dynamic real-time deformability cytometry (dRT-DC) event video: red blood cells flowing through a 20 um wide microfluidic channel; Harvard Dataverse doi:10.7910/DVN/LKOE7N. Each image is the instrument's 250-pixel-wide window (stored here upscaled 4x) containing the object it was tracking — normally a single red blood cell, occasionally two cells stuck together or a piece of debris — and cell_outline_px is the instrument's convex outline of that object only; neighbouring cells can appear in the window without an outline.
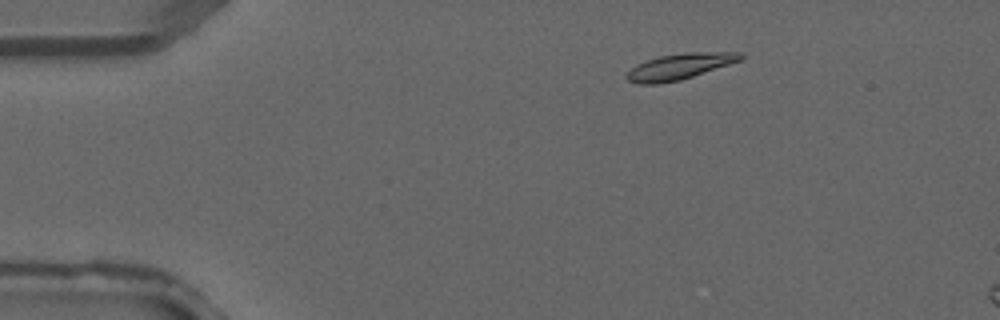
{"species": "common noctule bat (a hibernating species)", "species_latin": "Nyctalus noctula", "temperature_condition": "warm", "stored_images_in_passage": 3, "camera_frame_rate_fps": 3000, "um_per_image_px": 0.085, "animal": {"sex": "male", "forearm_length_mm": 52.5}, "frame": {"image": 1, "passage_image": 2, "time_ms": 0.333, "image_size_px": [1000, 320], "cell_outline_px": [[744, 60], [680, 80], [660, 84], [636, 84], [628, 80], [624, 76], [636, 64], [660, 56], [692, 52], [744, 52]], "centroid_in_image_um": [57.81, 5.66], "position_along_channel_um": 27.2, "area_um2": 17.28}}